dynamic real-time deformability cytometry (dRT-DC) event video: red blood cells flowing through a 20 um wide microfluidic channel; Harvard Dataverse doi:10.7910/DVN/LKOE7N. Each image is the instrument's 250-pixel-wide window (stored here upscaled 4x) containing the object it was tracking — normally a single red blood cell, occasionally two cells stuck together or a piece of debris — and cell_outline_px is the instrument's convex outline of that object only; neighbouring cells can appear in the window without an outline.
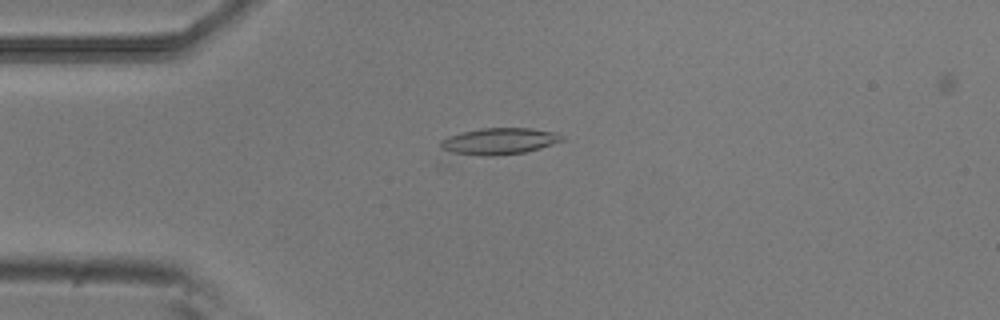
{"species": "common noctule bat (a hibernating species)", "species_latin": "Nyctalus noctula", "temperature_condition": "room temperature", "stored_images_in_passage": 43, "camera_frame_rate_fps": 3000, "um_per_image_px": 0.085, "animal": {"sex": "male", "body_mass_g": 20.5, "forearm_length_mm": 52.5}, "frame": {"image": 1, "passage_image": 3, "time_ms": 0.667, "image_size_px": [1000, 320], "cell_outline_px": [[564, 140], [540, 148], [524, 152], [496, 156], [480, 156], [452, 152], [440, 148], [440, 140], [448, 136], [480, 128], [532, 128], [552, 132], [564, 136]], "centroid_in_image_um": [42.42, 12.0], "position_along_channel_um": 42.6, "area_um2": 18.67}}
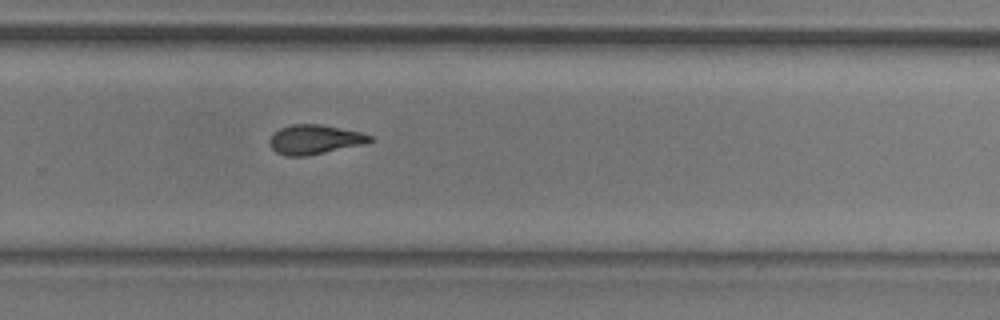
{"frame": {"image": 2, "passage_image": 25, "time_ms": 8.0, "image_size_px": [1000, 320], "cell_outline_px": [[376, 140], [368, 144], [304, 156], [288, 156], [276, 152], [268, 144], [268, 140], [280, 128], [292, 124], [320, 124], [360, 132], [372, 136]], "centroid_in_image_um": [26.79, 11.86], "position_along_channel_um": 303.0, "area_um2": 17.28}}
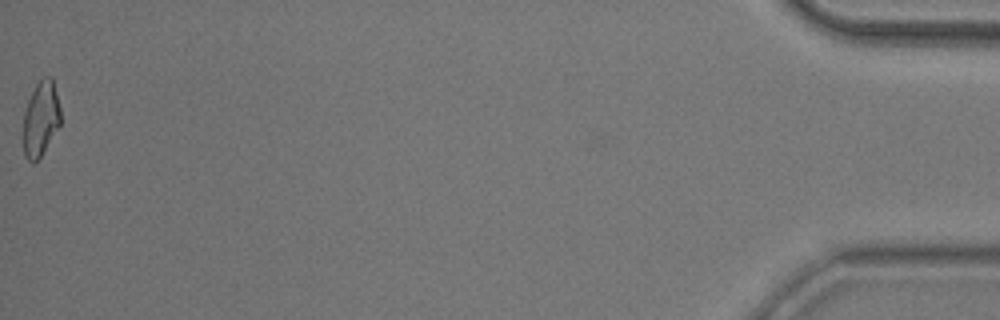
{"frame": {"image": 3, "passage_image": 43, "time_ms": 14.0, "image_size_px": [1000, 320], "cell_outline_px": [[60, 124], [40, 156], [32, 164], [24, 156], [20, 136], [24, 112], [28, 100], [36, 84], [44, 76], [52, 76], [60, 108]], "centroid_in_image_um": [3.4, 10.12], "position_along_channel_um": 431.8, "area_um2": 16.65}, "authors_computed_cell_mechanics": {"area_um2": 17.1088, "velocity_mm_per_s": 3.8196, "shape_relaxation_time_tau1_ms": 6.2333, "shape_relaxation_time_tau2_ms": 3.8811, "deformation_change_tau1": 0.1827, "deformation_change_tau2": 0.1291}}